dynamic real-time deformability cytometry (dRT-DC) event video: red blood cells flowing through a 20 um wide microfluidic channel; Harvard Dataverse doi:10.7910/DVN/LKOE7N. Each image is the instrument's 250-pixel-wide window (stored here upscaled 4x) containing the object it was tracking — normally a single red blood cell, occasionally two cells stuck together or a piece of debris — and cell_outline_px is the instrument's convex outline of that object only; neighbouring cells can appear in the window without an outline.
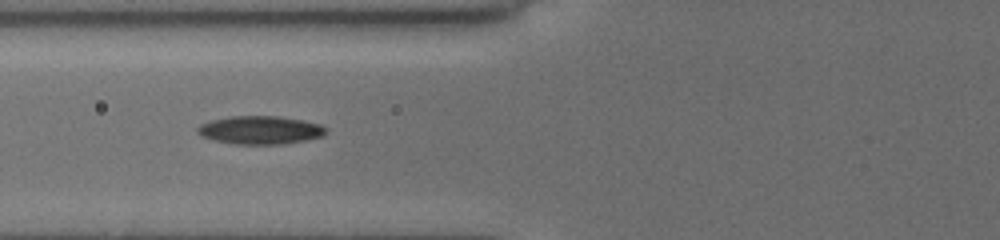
{"species": "common noctule bat (a hibernating species)", "species_latin": "Nyctalus noctula", "temperature_condition": "cold", "stored_images_in_passage": 16, "camera_frame_rate_fps": 3000, "um_per_image_px": 0.085, "animal": {"sex": "female", "body_mass_g": 19.5, "forearm_length_mm": 54.1}, "frame": {"image": 1, "passage_image": 7, "time_ms": 2.0, "image_size_px": [1000, 240], "cell_outline_px": [[328, 132], [324, 136], [284, 144], [232, 144], [212, 140], [200, 136], [196, 132], [196, 128], [200, 124], [212, 120], [232, 116], [276, 116], [300, 120], [320, 124], [328, 128]], "centroid_in_image_um": [22.1, 11.06], "position_along_channel_um": 103.7, "area_um2": 21.27}}
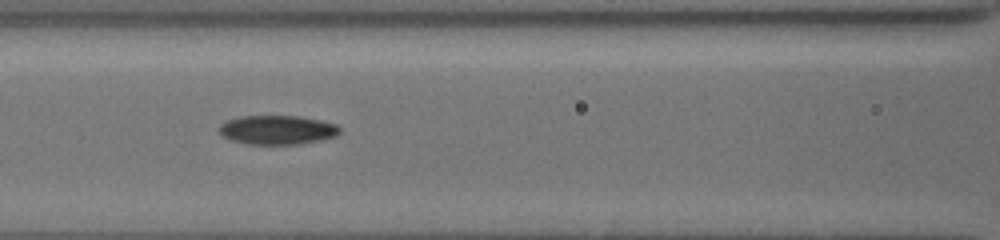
{"frame": {"image": 2, "passage_image": 10, "time_ms": 3.0, "image_size_px": [1000, 240], "cell_outline_px": [[340, 132], [336, 136], [320, 140], [300, 144], [248, 144], [232, 140], [224, 136], [216, 128], [220, 124], [228, 120], [240, 116], [296, 116], [320, 120], [336, 124], [340, 128]], "centroid_in_image_um": [23.56, 11.04], "position_along_channel_um": 143.0, "area_um2": 20.4}}